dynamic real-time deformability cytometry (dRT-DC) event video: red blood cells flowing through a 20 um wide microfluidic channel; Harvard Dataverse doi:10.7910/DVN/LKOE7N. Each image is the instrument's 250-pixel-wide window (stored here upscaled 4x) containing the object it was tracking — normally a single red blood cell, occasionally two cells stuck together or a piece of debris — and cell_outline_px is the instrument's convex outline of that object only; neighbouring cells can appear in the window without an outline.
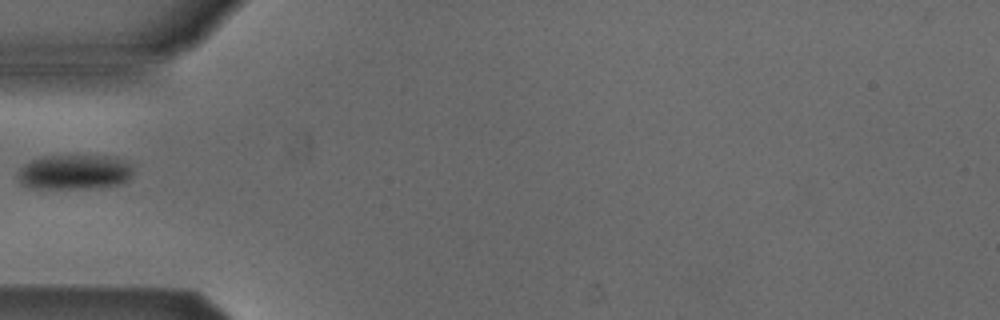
{"species": "Egyptian fruit bat (a non-hibernating species)", "species_latin": "Rousettus aegyptiacus", "temperature_condition": "cold", "stored_images_in_passage": 36, "camera_frame_rate_fps": 3000, "um_per_image_px": 0.085, "animal": {"sex": "male"}, "frame": {"image": 1, "passage_image": 1, "time_ms": 0.0, "image_size_px": [1000, 320], "cell_outline_px": [[132, 176], [128, 180], [120, 184], [80, 188], [32, 188], [20, 184], [16, 176], [20, 168], [28, 160], [40, 156], [112, 156], [124, 160], [132, 164]], "centroid_in_image_um": [6.29, 14.61], "position_along_channel_um": 78.7, "area_um2": 23.58}}
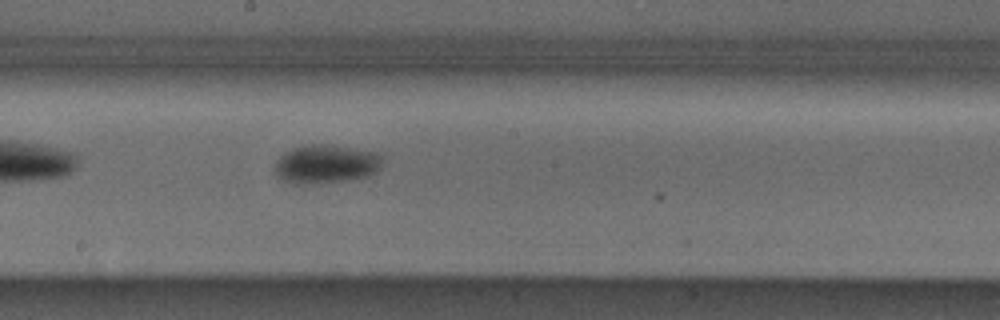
{"frame": {"image": 2, "passage_image": 12, "time_ms": 3.667, "image_size_px": [1000, 320], "cell_outline_px": [[384, 160], [380, 168], [376, 172], [368, 176], [340, 180], [296, 184], [284, 180], [276, 172], [276, 164], [280, 156], [292, 148], [304, 144], [328, 144], [384, 152]], "centroid_in_image_um": [27.81, 13.89], "position_along_channel_um": 220.4, "area_um2": 24.22}}
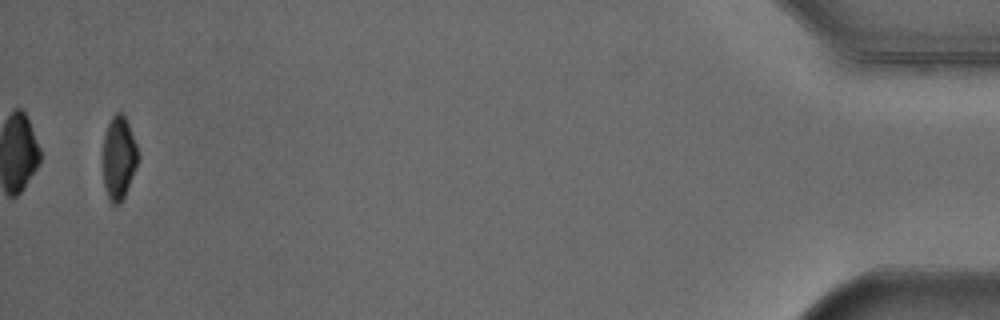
{"frame": {"image": 3, "passage_image": 35, "time_ms": 11.333, "image_size_px": [1000, 320], "cell_outline_px": [[140, 156], [124, 196], [120, 204], [112, 204], [108, 196], [104, 184], [104, 136], [108, 124], [112, 116], [116, 112], [124, 112], [136, 144]], "centroid_in_image_um": [10.11, 13.37], "position_along_channel_um": 425.1, "area_um2": 16.76}}